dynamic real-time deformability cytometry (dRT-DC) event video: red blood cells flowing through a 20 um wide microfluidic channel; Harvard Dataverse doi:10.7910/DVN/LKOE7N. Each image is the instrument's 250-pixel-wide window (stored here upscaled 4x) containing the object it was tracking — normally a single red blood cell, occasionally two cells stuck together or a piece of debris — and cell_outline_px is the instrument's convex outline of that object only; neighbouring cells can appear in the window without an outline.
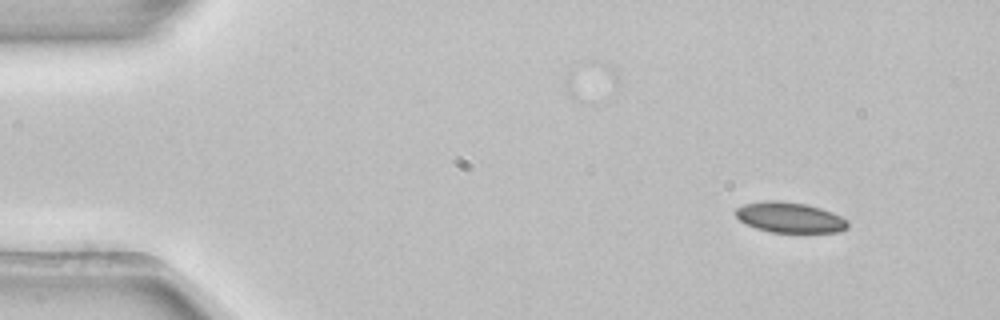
{"species": "common noctule bat (a hibernating species)", "species_latin": "Nyctalus noctula", "temperature_condition": "room temperature", "stored_images_in_passage": 3, "camera_frame_rate_fps": 3000, "um_per_image_px": 0.085, "animal": {"sex": "female", "body_mass_g": 22.7, "forearm_length_mm": 54.2}, "frame": {"image": 1, "passage_image": 1, "time_ms": 0.0, "image_size_px": [1000, 320], "cell_outline_px": [[848, 228], [840, 232], [772, 232], [756, 228], [740, 220], [736, 216], [736, 208], [744, 204], [760, 200], [776, 200], [808, 204], [832, 212], [848, 220]], "centroid_in_image_um": [67.14, 18.47], "position_along_channel_um": 17.9, "area_um2": 19.94}}
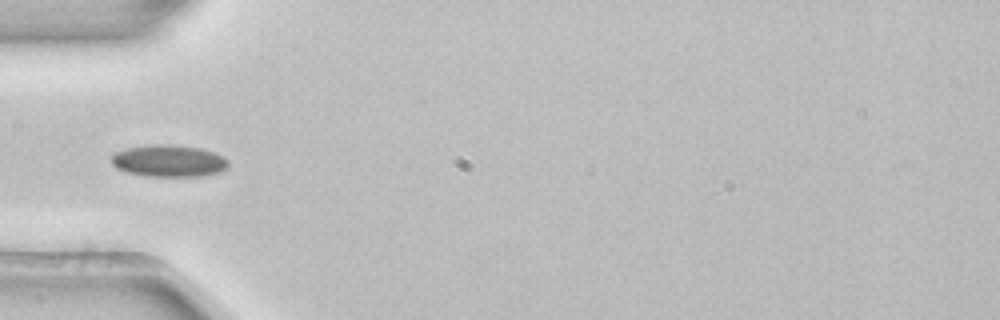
{"frame": {"image": 2, "passage_image": 3, "time_ms": 0.667, "image_size_px": [1000, 320], "cell_outline_px": [[228, 164], [220, 172], [204, 176], [144, 176], [128, 172], [116, 168], [112, 164], [112, 156], [116, 152], [128, 148], [152, 144], [168, 144], [200, 148], [216, 152], [224, 156], [228, 160]], "centroid_in_image_um": [14.37, 13.67], "position_along_channel_um": 70.6, "area_um2": 21.79}}